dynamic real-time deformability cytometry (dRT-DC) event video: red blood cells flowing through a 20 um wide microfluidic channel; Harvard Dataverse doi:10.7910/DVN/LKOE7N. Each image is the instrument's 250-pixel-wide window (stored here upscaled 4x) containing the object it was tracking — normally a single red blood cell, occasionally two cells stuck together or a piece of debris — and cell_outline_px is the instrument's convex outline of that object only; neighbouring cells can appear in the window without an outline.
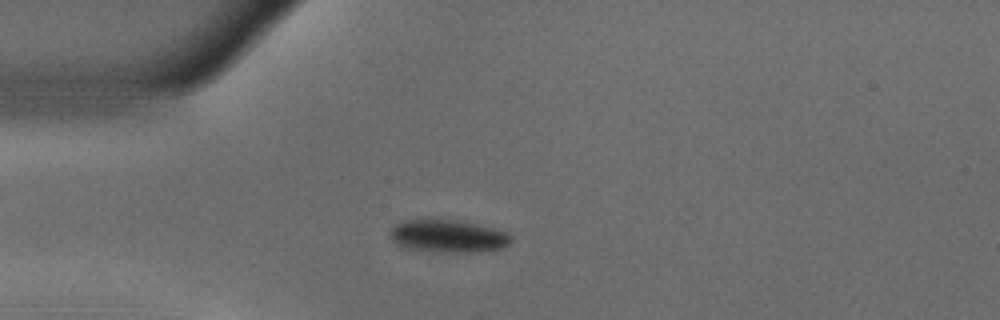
{"species": "common noctule bat (a hibernating species)", "species_latin": "Nyctalus noctula", "temperature_condition": "warm", "stored_images_in_passage": 41, "camera_frame_rate_fps": 3000, "um_per_image_px": 0.085, "animal": {"sex": "male", "body_mass_g": 18.8}, "frame": {"image": 1, "passage_image": 1, "time_ms": 0.0, "image_size_px": [1000, 320], "cell_outline_px": [[512, 240], [504, 248], [484, 252], [444, 252], [408, 248], [396, 244], [388, 236], [388, 232], [396, 224], [404, 220], [456, 220], [476, 224], [508, 232], [512, 236]], "centroid_in_image_um": [38.11, 20.08], "position_along_channel_um": 46.9, "area_um2": 23.06}}
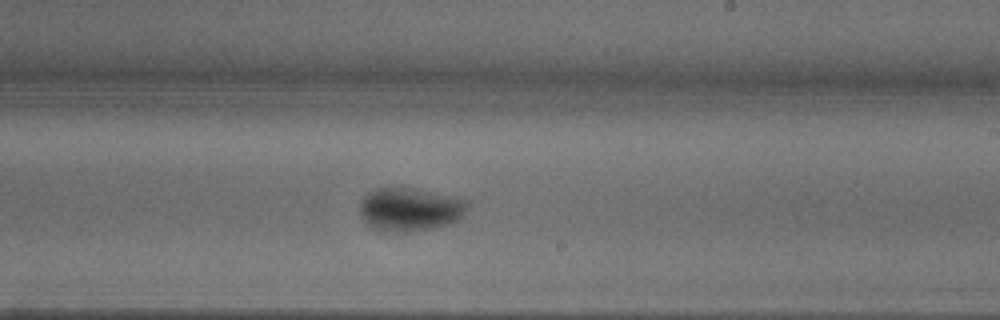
{"frame": {"image": 2, "passage_image": 19, "time_ms": 6.0, "image_size_px": [1000, 320], "cell_outline_px": [[468, 204], [464, 216], [460, 220], [452, 224], [432, 228], [408, 232], [384, 232], [372, 228], [364, 224], [360, 216], [360, 200], [368, 192], [376, 188], [416, 188], [468, 200]], "centroid_in_image_um": [34.83, 17.82], "position_along_channel_um": 254.2, "area_um2": 27.8}}
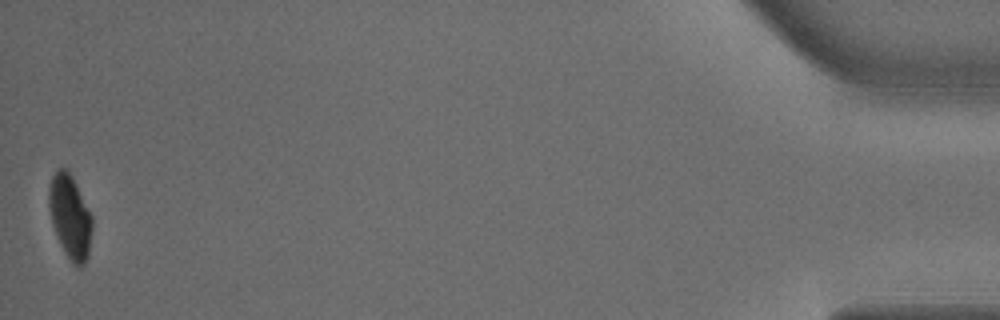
{"frame": {"image": 3, "passage_image": 41, "time_ms": 13.333, "image_size_px": [1000, 320], "cell_outline_px": [[92, 228], [88, 256], [84, 264], [80, 268], [76, 268], [72, 264], [64, 252], [56, 236], [52, 224], [48, 204], [48, 188], [52, 176], [60, 168], [64, 168], [72, 176], [92, 216]], "centroid_in_image_um": [5.95, 18.47], "position_along_channel_um": 429.3, "area_um2": 21.15}, "authors_computed_cell_mechanics": {"area_um2": 24.6806, "velocity_mm_per_s": 3.6783, "shape_relaxation_time_tau1_ms": 3.8897, "shape_relaxation_time_tau2_ms": null, "deformation_change_tau1": 0.1444, "deformation_change_tau2": null}}